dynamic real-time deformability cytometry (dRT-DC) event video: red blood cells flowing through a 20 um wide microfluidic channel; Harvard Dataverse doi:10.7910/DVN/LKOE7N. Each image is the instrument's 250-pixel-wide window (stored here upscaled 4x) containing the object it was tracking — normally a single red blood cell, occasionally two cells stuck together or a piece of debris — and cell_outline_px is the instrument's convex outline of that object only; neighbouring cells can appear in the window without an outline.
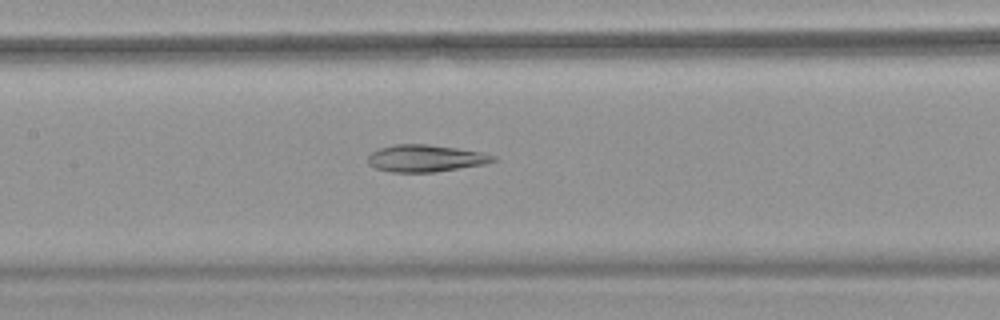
{"species": "common noctule bat (a hibernating species)", "species_latin": "Nyctalus noctula", "temperature_condition": "warm", "stored_images_in_passage": 53, "camera_frame_rate_fps": 3000, "um_per_image_px": 0.085, "animal": {"sex": "female", "body_mass_g": 18.4}, "frame": {"image": 1, "passage_image": 26, "time_ms": 8.333, "image_size_px": [1000, 320], "cell_outline_px": [[500, 160], [484, 164], [436, 172], [392, 172], [376, 168], [368, 164], [368, 156], [372, 152], [380, 148], [392, 144], [428, 144], [456, 148], [480, 152], [496, 156]], "centroid_in_image_um": [36.18, 13.45], "position_along_channel_um": 171.2, "area_um2": 19.77}}
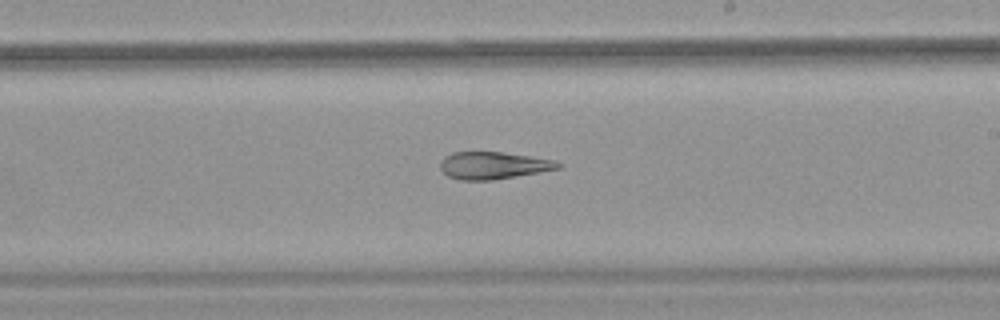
{"frame": {"image": 2, "passage_image": 32, "time_ms": 10.333, "image_size_px": [1000, 320], "cell_outline_px": [[564, 164], [560, 168], [516, 176], [492, 180], [460, 180], [448, 176], [440, 168], [440, 160], [444, 156], [452, 152], [500, 152], [556, 160]], "centroid_in_image_um": [41.92, 14.06], "position_along_channel_um": 247.1, "area_um2": 18.67}}
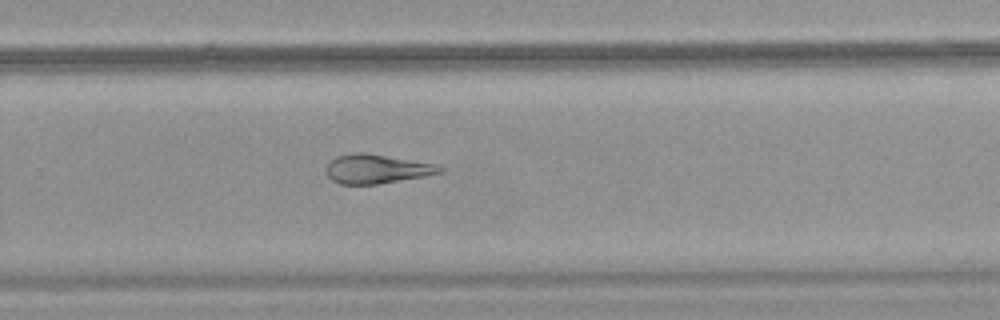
{"frame": {"image": 3, "passage_image": 36, "time_ms": 11.667, "image_size_px": [1000, 320], "cell_outline_px": [[444, 172], [424, 176], [380, 184], [340, 184], [332, 180], [324, 172], [324, 168], [336, 156], [352, 152], [364, 152], [436, 164], [444, 168]], "centroid_in_image_um": [31.99, 14.36], "position_along_channel_um": 297.8, "area_um2": 19.42}, "authors_computed_cell_mechanics": {"area_um2": 25.2586, "velocity_mm_per_s": 3.8147, "shape_relaxation_time_tau1_ms": null, "shape_relaxation_time_tau2_ms": 5.4322, "deformation_change_tau1": null, "deformation_change_tau2": 0.1469}}